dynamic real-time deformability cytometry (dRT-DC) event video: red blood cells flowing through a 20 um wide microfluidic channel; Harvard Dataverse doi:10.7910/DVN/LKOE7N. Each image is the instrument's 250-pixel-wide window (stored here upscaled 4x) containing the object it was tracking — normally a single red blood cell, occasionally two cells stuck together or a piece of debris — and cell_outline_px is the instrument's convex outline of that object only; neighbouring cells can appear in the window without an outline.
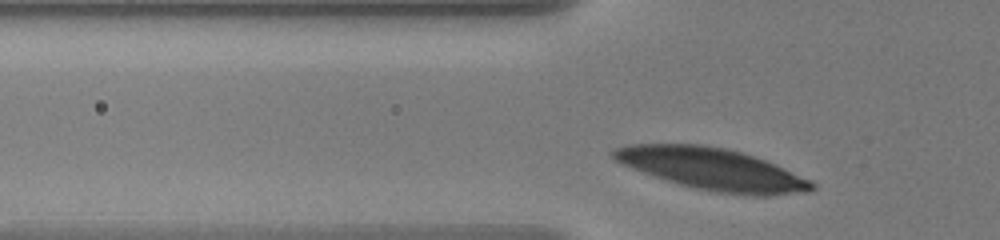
{"species": "human", "species_latin": "Homo sapiens", "temperature_condition": "warm", "stored_images_in_passage": 33, "camera_frame_rate_fps": 3000, "um_per_image_px": 0.085, "donor": {"sex": "male"}, "frame": {"image": 1, "passage_image": 4, "time_ms": 1.0, "image_size_px": [1000, 240], "cell_outline_px": [[816, 188], [808, 192], [772, 196], [752, 196], [720, 192], [696, 188], [680, 184], [632, 168], [616, 160], [608, 152], [612, 148], [628, 144], [700, 144], [724, 148], [740, 152], [776, 164], [812, 180], [816, 184]], "centroid_in_image_um": [60.59, 14.37], "position_along_channel_um": 65.2, "area_um2": 48.21}}
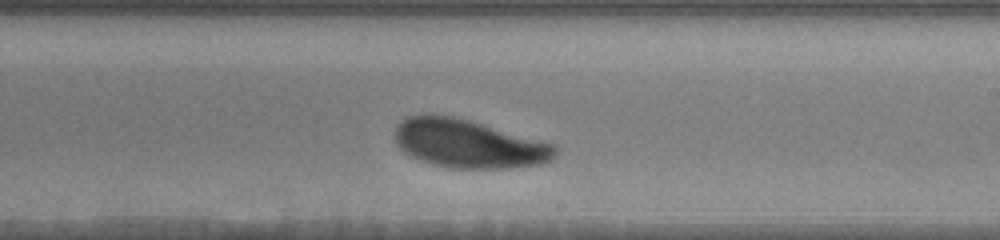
{"frame": {"image": 2, "passage_image": 20, "time_ms": 6.333, "image_size_px": [1000, 240], "cell_outline_px": [[556, 156], [552, 160], [544, 164], [508, 168], [448, 168], [416, 160], [404, 152], [396, 144], [396, 128], [408, 116], [428, 112], [452, 116], [468, 120], [556, 144]], "centroid_in_image_um": [39.83, 12.22], "position_along_channel_um": 249.2, "area_um2": 45.55}}
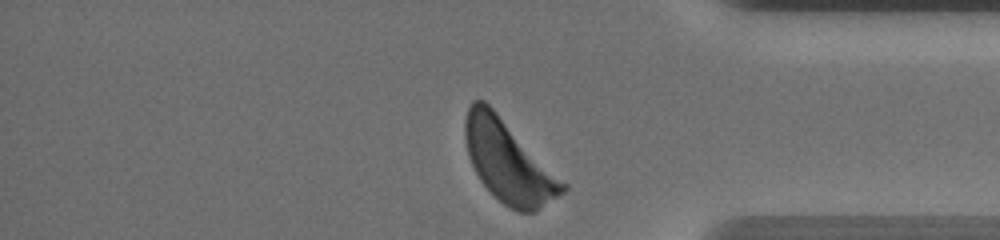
{"frame": {"image": 3, "passage_image": 33, "time_ms": 10.667, "image_size_px": [1000, 240], "cell_outline_px": [[568, 188], [564, 192], [536, 212], [516, 212], [508, 208], [480, 180], [468, 156], [464, 136], [464, 120], [468, 108], [472, 100], [484, 100], [568, 184]], "centroid_in_image_um": [43.22, 13.76], "position_along_channel_um": 392.0, "area_um2": 46.01}, "authors_computed_cell_mechanics": {"area_um2": 47.107, "velocity_mm_per_s": 3.5436, "shape_relaxation_time_tau1_ms": 2.4523, "shape_relaxation_time_tau2_ms": null, "deformation_change_tau1": 0.135, "deformation_change_tau2": null}}